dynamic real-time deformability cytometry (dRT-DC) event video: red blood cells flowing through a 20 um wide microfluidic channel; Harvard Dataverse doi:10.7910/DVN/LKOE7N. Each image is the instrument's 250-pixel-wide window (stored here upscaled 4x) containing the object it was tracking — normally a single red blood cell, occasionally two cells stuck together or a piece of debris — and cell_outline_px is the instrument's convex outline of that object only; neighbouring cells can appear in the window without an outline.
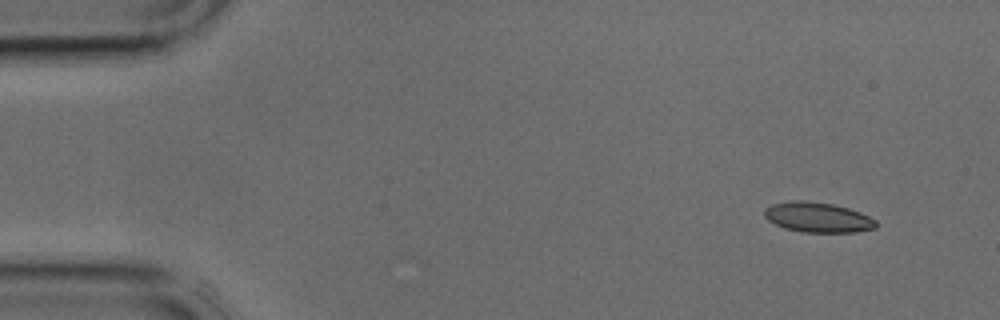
{"species": "common noctule bat (a hibernating species)", "species_latin": "Nyctalus noctula", "temperature_condition": "cold", "stored_images_in_passage": 3, "camera_frame_rate_fps": 3000, "um_per_image_px": 0.085, "animal": {"sex": "male", "body_mass_g": 17.9, "forearm_length_mm": 54.2}, "frame": {"image": 1, "passage_image": 1, "time_ms": 0.0, "image_size_px": [1000, 320], "cell_outline_px": [[876, 228], [856, 232], [800, 232], [784, 228], [768, 220], [764, 216], [764, 208], [772, 204], [792, 200], [800, 200], [832, 204], [848, 208], [860, 212], [876, 220]], "centroid_in_image_um": [69.49, 18.47], "position_along_channel_um": 15.5, "area_um2": 19.54}}